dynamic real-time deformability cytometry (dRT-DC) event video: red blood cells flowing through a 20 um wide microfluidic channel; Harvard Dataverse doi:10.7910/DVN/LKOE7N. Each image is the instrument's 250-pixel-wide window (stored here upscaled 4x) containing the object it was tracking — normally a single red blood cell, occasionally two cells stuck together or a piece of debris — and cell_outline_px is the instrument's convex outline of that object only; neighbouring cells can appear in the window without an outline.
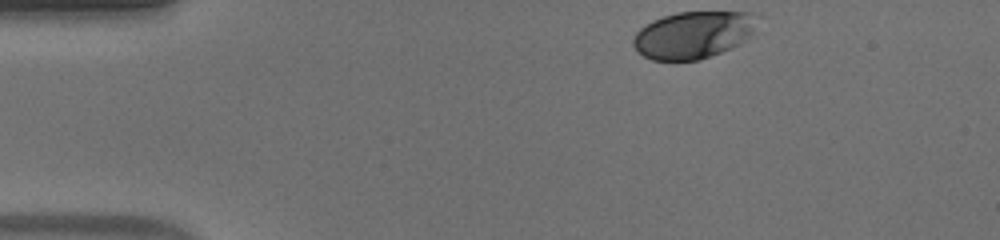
{"species": "human", "species_latin": "Homo sapiens", "temperature_condition": "warm", "stored_images_in_passage": 37, "camera_frame_rate_fps": 3000, "um_per_image_px": 0.085, "donor": {"sex": "male"}, "frame": {"image": 1, "passage_image": 1, "time_ms": 0.0, "image_size_px": [1000, 240], "cell_outline_px": [[752, 32], [740, 44], [700, 60], [652, 60], [644, 56], [632, 44], [632, 40], [636, 32], [640, 28], [652, 20], [676, 12], [752, 12]], "centroid_in_image_um": [58.84, 2.97], "position_along_channel_um": 26.2, "area_um2": 33.47}}
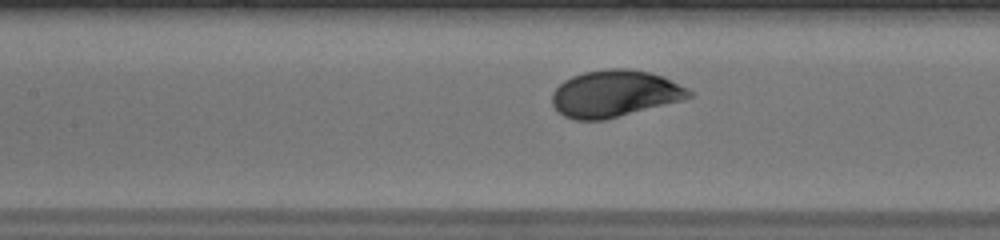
{"frame": {"image": 2, "passage_image": 17, "time_ms": 5.333, "image_size_px": [1000, 240], "cell_outline_px": [[696, 92], [692, 96], [684, 100], [604, 120], [576, 120], [564, 116], [552, 104], [552, 92], [564, 80], [572, 76], [584, 72], [604, 68], [628, 68], [648, 72], [660, 76], [688, 88]], "centroid_in_image_um": [52.26, 7.96], "position_along_channel_um": 155.1, "area_um2": 37.4}}
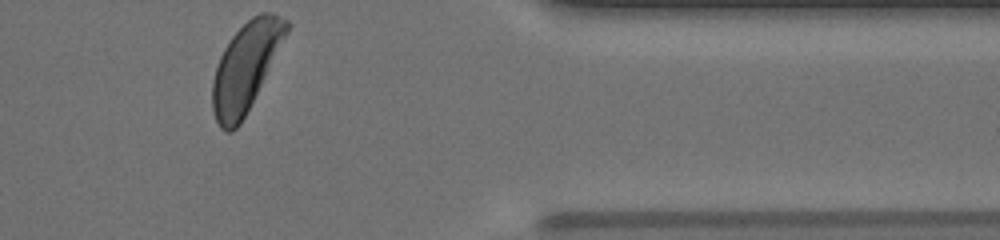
{"frame": {"image": 3, "passage_image": 37, "time_ms": 12.0, "image_size_px": [1000, 240], "cell_outline_px": [[292, 24], [288, 32], [240, 124], [232, 132], [224, 132], [220, 128], [216, 120], [212, 108], [212, 80], [220, 56], [224, 48], [232, 36], [252, 16], [260, 12], [272, 12], [288, 20]], "centroid_in_image_um": [20.88, 5.68], "position_along_channel_um": 390.5, "area_um2": 37.57}, "authors_computed_cell_mechanics": {"area_um2": 36.992, "velocity_mm_per_s": 3.8458, "shape_relaxation_time_tau1_ms": 2.6162, "shape_relaxation_time_tau2_ms": null, "deformation_change_tau1": 0.1377, "deformation_change_tau2": null}}